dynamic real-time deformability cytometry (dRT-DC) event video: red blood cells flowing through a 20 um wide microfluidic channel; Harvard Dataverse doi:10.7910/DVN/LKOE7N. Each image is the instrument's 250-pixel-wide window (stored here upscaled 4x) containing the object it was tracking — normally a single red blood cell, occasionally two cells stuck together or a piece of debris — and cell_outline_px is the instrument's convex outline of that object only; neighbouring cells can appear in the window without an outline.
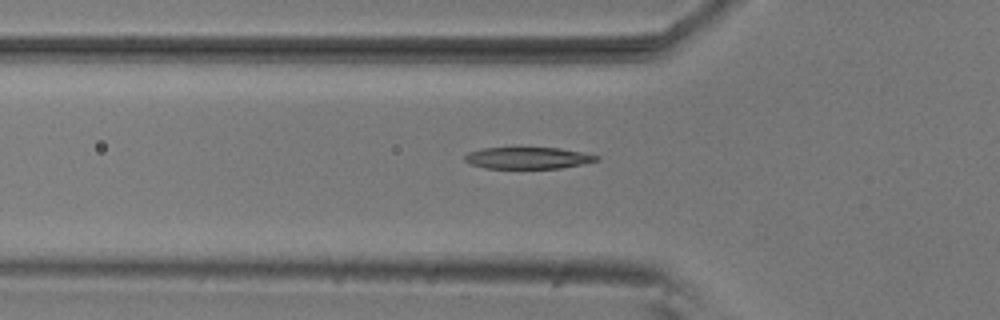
{"species": "common noctule bat (a hibernating species)", "species_latin": "Nyctalus noctula", "temperature_condition": "room temperature", "stored_images_in_passage": 30, "camera_frame_rate_fps": 3000, "um_per_image_px": 0.085, "animal": {"sex": "male", "body_mass_g": 20.5, "forearm_length_mm": 52.5}, "frame": {"image": 1, "passage_image": 5, "time_ms": 1.333, "image_size_px": [1000, 320], "cell_outline_px": [[600, 160], [560, 168], [484, 168], [472, 164], [464, 160], [464, 156], [468, 152], [484, 148], [560, 148], [600, 156]], "centroid_in_image_um": [44.86, 13.43], "position_along_channel_um": 80.9, "area_um2": 16.42}}
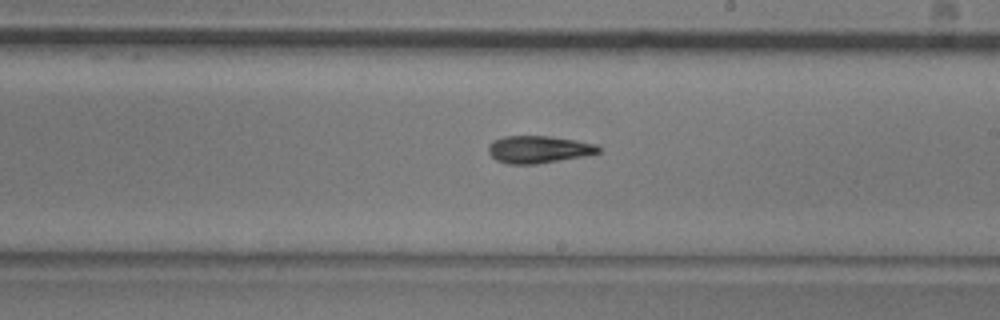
{"frame": {"image": 2, "passage_image": 18, "time_ms": 5.667, "image_size_px": [1000, 320], "cell_outline_px": [[600, 152], [584, 156], [536, 164], [508, 164], [496, 160], [488, 152], [488, 144], [504, 136], [548, 136], [576, 140], [596, 144], [600, 148]], "centroid_in_image_um": [45.77, 12.7], "position_along_channel_um": 243.2, "area_um2": 17.46}}
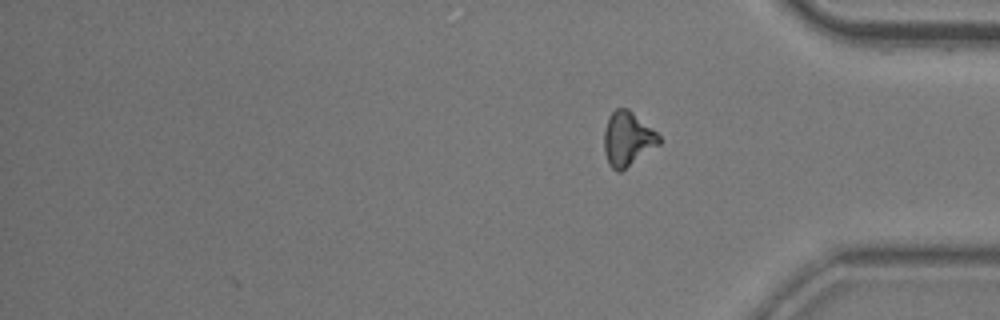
{"frame": {"image": 3, "passage_image": 30, "time_ms": 9.667, "image_size_px": [1000, 320], "cell_outline_px": [[660, 144], [620, 172], [616, 172], [608, 164], [604, 152], [604, 128], [608, 116], [616, 108], [628, 108], [656, 132], [660, 136]], "centroid_in_image_um": [53.31, 11.81], "position_along_channel_um": 381.9, "area_um2": 17.4}, "authors_computed_cell_mechanics": {"area_um2": 17.4845, "velocity_mm_per_s": 3.7124, "shape_relaxation_time_tau1_ms": 4.5565, "shape_relaxation_time_tau2_ms": 6.0361, "deformation_change_tau1": 0.1746, "deformation_change_tau2": 0.1641}}